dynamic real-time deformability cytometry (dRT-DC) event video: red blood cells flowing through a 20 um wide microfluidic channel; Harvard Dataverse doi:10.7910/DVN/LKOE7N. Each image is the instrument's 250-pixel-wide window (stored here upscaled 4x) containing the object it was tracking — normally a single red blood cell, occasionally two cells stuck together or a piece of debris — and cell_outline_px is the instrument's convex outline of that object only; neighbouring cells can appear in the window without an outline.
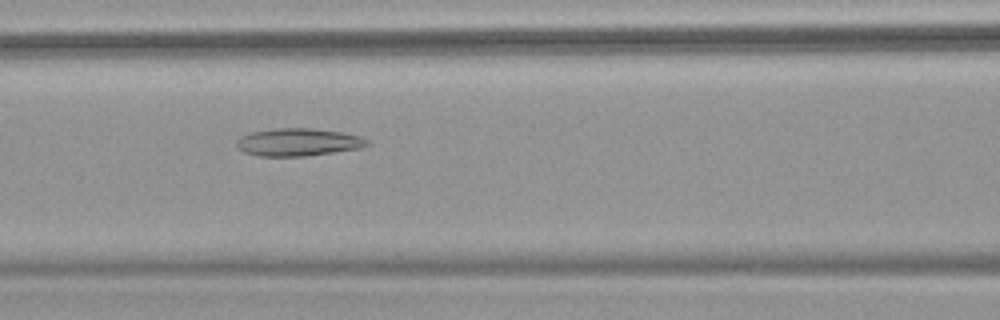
{"species": "common noctule bat (a hibernating species)", "species_latin": "Nyctalus noctula", "temperature_condition": "warm", "stored_images_in_passage": 51, "camera_frame_rate_fps": 3000, "um_per_image_px": 0.085, "animal": {"sex": "female", "body_mass_g": 18.4}, "frame": {"image": 1, "passage_image": 22, "time_ms": 7.0, "image_size_px": [1000, 320], "cell_outline_px": [[372, 144], [360, 148], [308, 156], [256, 156], [244, 152], [236, 148], [236, 140], [240, 136], [252, 132], [276, 128], [312, 128], [340, 132], [360, 136], [368, 140]], "centroid_in_image_um": [25.33, 12.09], "position_along_channel_um": 141.3, "area_um2": 21.21}}
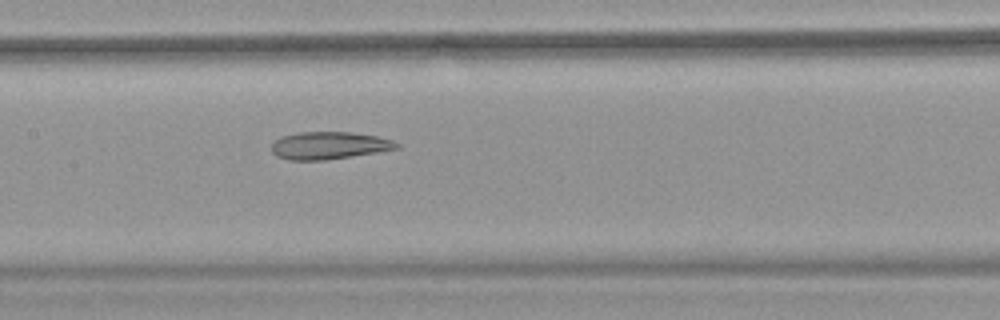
{"frame": {"image": 2, "passage_image": 25, "time_ms": 8.0, "image_size_px": [1000, 320], "cell_outline_px": [[400, 148], [376, 152], [324, 160], [288, 160], [276, 156], [272, 152], [272, 140], [280, 136], [300, 132], [352, 132], [380, 136], [392, 140], [400, 144]], "centroid_in_image_um": [27.95, 12.35], "position_along_channel_um": 179.5, "area_um2": 20.17}}
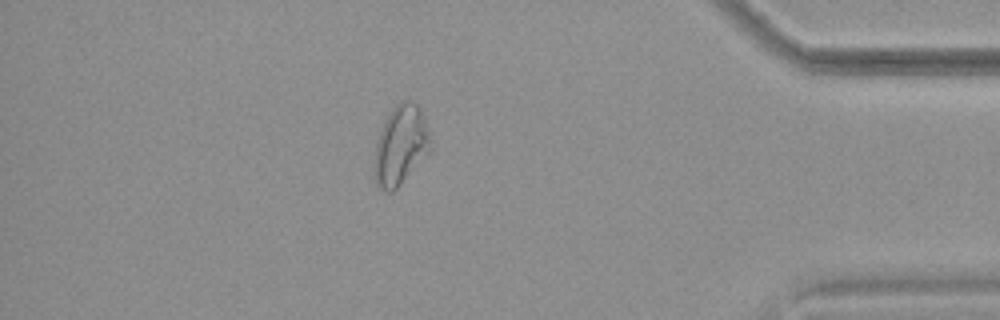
{"frame": {"image": 3, "passage_image": 45, "time_ms": 14.667, "image_size_px": [1000, 320], "cell_outline_px": [[432, 152], [392, 192], [384, 192], [376, 184], [372, 172], [372, 168], [376, 140], [388, 112], [400, 100], [412, 100], [420, 108], [424, 116], [432, 140]], "centroid_in_image_um": [34.06, 12.35], "position_along_channel_um": 401.1, "area_um2": 26.93}, "authors_computed_cell_mechanics": {"area_um2": 25.432, "velocity_mm_per_s": 3.8293, "shape_relaxation_time_tau1_ms": null, "shape_relaxation_time_tau2_ms": 4.3383, "deformation_change_tau1": null, "deformation_change_tau2": 0.1313}}